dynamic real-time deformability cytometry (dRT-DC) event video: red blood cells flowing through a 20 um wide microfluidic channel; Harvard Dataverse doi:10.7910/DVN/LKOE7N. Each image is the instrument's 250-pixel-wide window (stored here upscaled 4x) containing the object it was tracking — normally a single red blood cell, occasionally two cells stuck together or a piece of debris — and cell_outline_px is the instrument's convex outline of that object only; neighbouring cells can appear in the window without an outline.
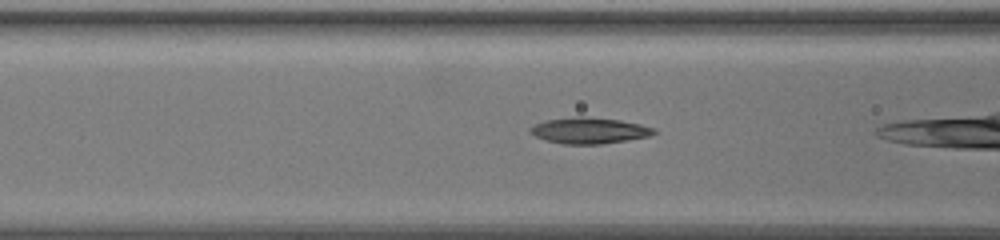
{"species": "common noctule bat (a hibernating species)", "species_latin": "Nyctalus noctula", "temperature_condition": "warm", "stored_images_in_passage": 41, "camera_frame_rate_fps": 3000, "um_per_image_px": 0.085, "animal": {"sex": "female", "body_mass_g": 19.5, "forearm_length_mm": 54.1}, "frame": {"image": 1, "passage_image": 18, "time_ms": 5.667, "image_size_px": [1000, 240], "cell_outline_px": [[656, 132], [648, 136], [628, 140], [600, 144], [564, 144], [544, 140], [528, 132], [528, 128], [536, 124], [548, 120], [580, 116], [584, 116], [620, 120], [640, 124], [656, 128]], "centroid_in_image_um": [50.08, 11.1], "position_along_channel_um": 116.5, "area_um2": 18.73}}
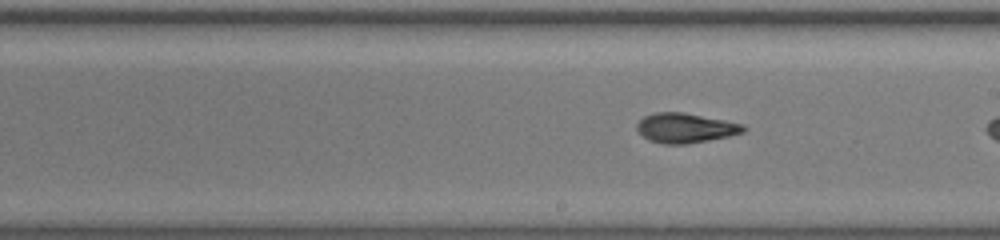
{"frame": {"image": 2, "passage_image": 28, "time_ms": 9.0, "image_size_px": [1000, 240], "cell_outline_px": [[748, 128], [744, 132], [728, 136], [688, 144], [664, 144], [648, 140], [636, 128], [636, 124], [644, 116], [656, 112], [680, 112], [744, 124]], "centroid_in_image_um": [58.26, 10.88], "position_along_channel_um": 230.7, "area_um2": 18.26}}
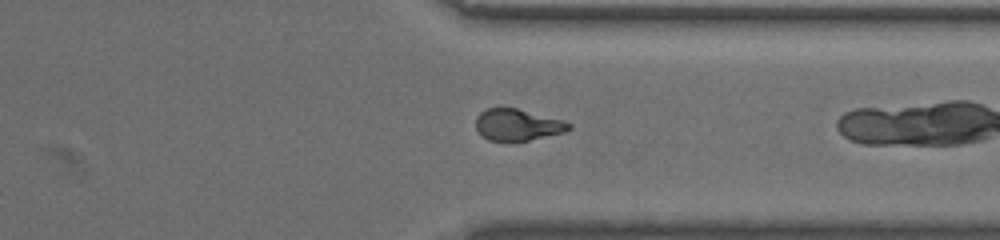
{"frame": {"image": 3, "passage_image": 40, "time_ms": 13.0, "image_size_px": [1000, 240], "cell_outline_px": [[572, 128], [564, 132], [528, 140], [508, 144], [488, 140], [476, 128], [476, 116], [480, 112], [488, 108], [516, 108], [564, 120], [572, 124]], "centroid_in_image_um": [43.98, 10.64], "position_along_channel_um": 367.4, "area_um2": 17.46}}